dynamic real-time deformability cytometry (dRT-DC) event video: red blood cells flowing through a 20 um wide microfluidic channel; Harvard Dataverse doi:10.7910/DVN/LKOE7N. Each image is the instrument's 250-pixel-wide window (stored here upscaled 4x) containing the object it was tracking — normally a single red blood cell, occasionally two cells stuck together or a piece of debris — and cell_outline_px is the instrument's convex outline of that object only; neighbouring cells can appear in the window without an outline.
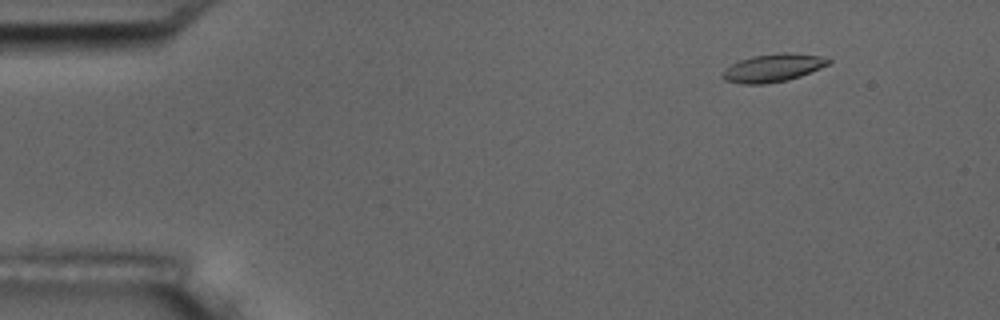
{"species": "common noctule bat (a hibernating species)", "species_latin": "Nyctalus noctula", "temperature_condition": "room temperature", "stored_images_in_passage": 4, "camera_frame_rate_fps": 3000, "um_per_image_px": 0.085, "animal": {"sex": "male", "body_mass_g": 17.5, "forearm_length_mm": 52.3}, "frame": {"image": 1, "passage_image": 2, "time_ms": 1.333, "image_size_px": [1000, 320], "cell_outline_px": [[832, 60], [828, 64], [820, 68], [800, 76], [788, 80], [764, 84], [740, 84], [724, 80], [720, 76], [732, 64], [740, 60], [752, 56], [784, 52], [788, 52], [820, 56]], "centroid_in_image_um": [65.69, 5.77], "position_along_channel_um": 19.3, "area_um2": 17.11}}
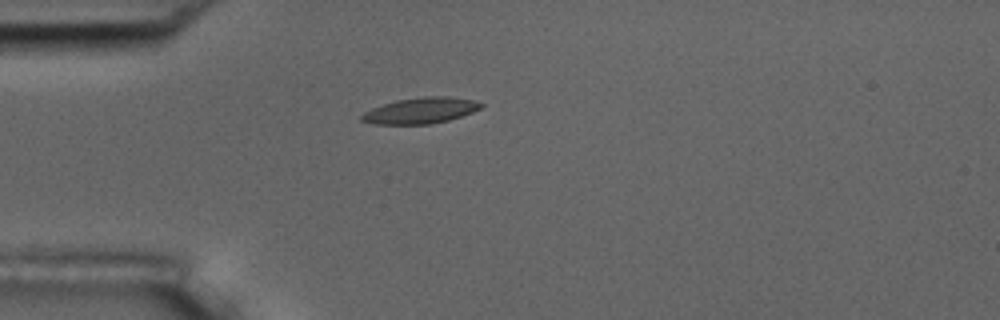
{"frame": {"image": 2, "passage_image": 4, "time_ms": 4.333, "image_size_px": [1000, 320], "cell_outline_px": [[484, 104], [480, 108], [472, 112], [448, 120], [428, 124], [376, 124], [360, 120], [360, 116], [364, 112], [372, 108], [396, 100], [424, 96], [448, 96], [472, 100]], "centroid_in_image_um": [35.73, 9.39], "position_along_channel_um": 49.3, "area_um2": 17.86}}